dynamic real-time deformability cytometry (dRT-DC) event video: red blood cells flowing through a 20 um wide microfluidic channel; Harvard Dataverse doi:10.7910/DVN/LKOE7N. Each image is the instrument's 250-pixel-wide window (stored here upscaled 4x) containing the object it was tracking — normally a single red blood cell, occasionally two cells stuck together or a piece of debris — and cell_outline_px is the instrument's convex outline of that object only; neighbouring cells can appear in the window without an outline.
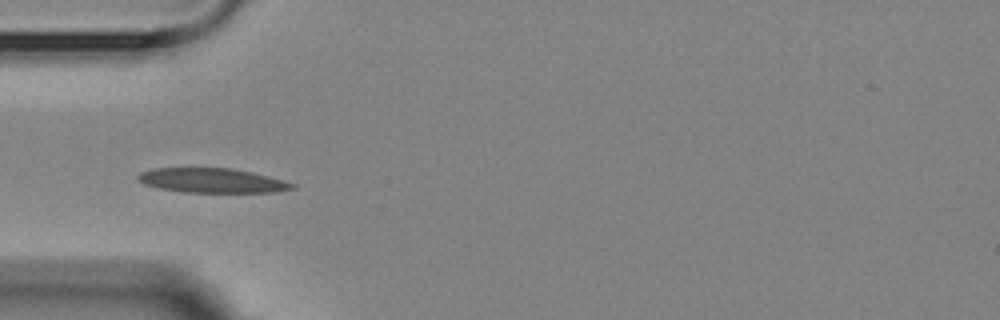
{"species": "Egyptian fruit bat (a non-hibernating species)", "species_latin": "Rousettus aegyptiacus", "temperature_condition": "room temperature", "stored_images_in_passage": 6, "camera_frame_rate_fps": 3000, "um_per_image_px": 0.085, "animal": {"sex": "female"}, "frame": {"image": 1, "passage_image": 4, "time_ms": 3.667, "image_size_px": [1000, 320], "cell_outline_px": [[296, 188], [272, 192], [184, 192], [160, 188], [144, 184], [136, 176], [140, 172], [152, 168], [232, 168], [252, 172], [268, 176], [296, 184]], "centroid_in_image_um": [18.02, 15.34], "position_along_channel_um": 67.0, "area_um2": 21.91}}
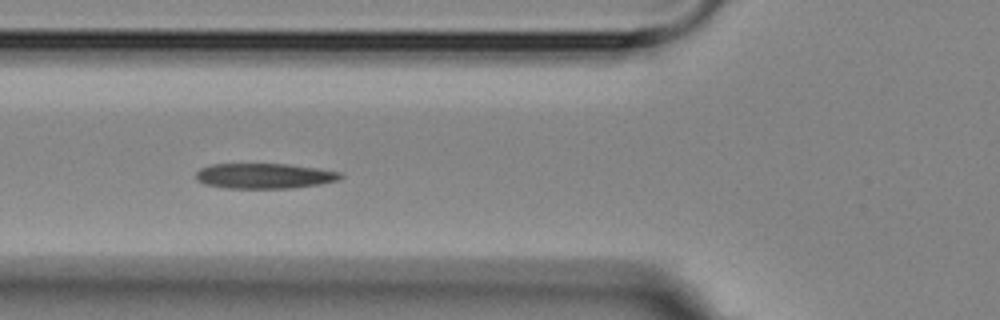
{"frame": {"image": 2, "passage_image": 5, "time_ms": 4.667, "image_size_px": [1000, 320], "cell_outline_px": [[344, 176], [340, 180], [320, 184], [292, 188], [224, 188], [204, 184], [196, 180], [196, 172], [200, 168], [212, 164], [288, 164], [316, 168], [340, 172]], "centroid_in_image_um": [22.46, 14.96], "position_along_channel_um": 103.3, "area_um2": 21.39}}
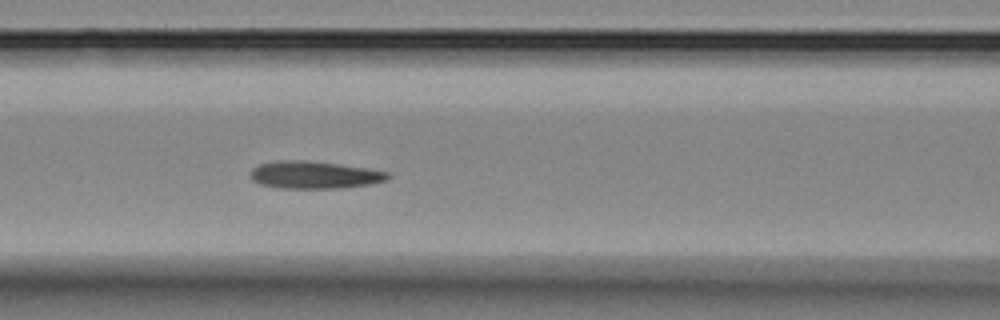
{"frame": {"image": 3, "passage_image": 6, "time_ms": 5.667, "image_size_px": [1000, 320], "cell_outline_px": [[392, 176], [388, 180], [368, 184], [340, 188], [276, 188], [260, 184], [252, 180], [252, 168], [260, 164], [276, 160], [304, 160], [368, 168], [388, 172]], "centroid_in_image_um": [26.72, 14.87], "position_along_channel_um": 139.9, "area_um2": 21.91}}